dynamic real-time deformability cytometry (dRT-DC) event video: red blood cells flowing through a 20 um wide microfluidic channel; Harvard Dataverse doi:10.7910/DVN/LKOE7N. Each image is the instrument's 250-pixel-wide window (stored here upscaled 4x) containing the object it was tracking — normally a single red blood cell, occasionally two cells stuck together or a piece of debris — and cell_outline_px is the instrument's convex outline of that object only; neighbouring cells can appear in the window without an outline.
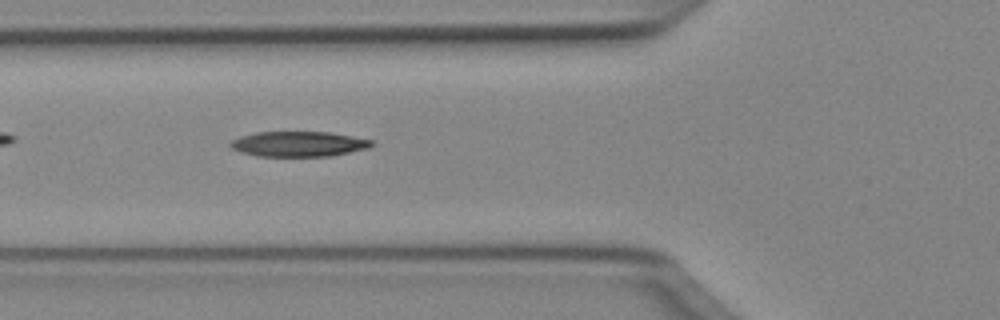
{"species": "Egyptian fruit bat (a non-hibernating species)", "species_latin": "Rousettus aegyptiacus", "temperature_condition": "cold", "stored_images_in_passage": 38, "camera_frame_rate_fps": 3000, "um_per_image_px": 0.085, "animal": {"sex": "female"}, "frame": {"image": 1, "passage_image": 6, "time_ms": 1.667, "image_size_px": [1000, 320], "cell_outline_px": [[372, 144], [368, 148], [332, 156], [256, 156], [240, 152], [232, 148], [228, 144], [232, 140], [240, 136], [256, 132], [328, 132], [352, 136], [372, 140]], "centroid_in_image_um": [25.34, 12.24], "position_along_channel_um": 100.5, "area_um2": 20.69}}
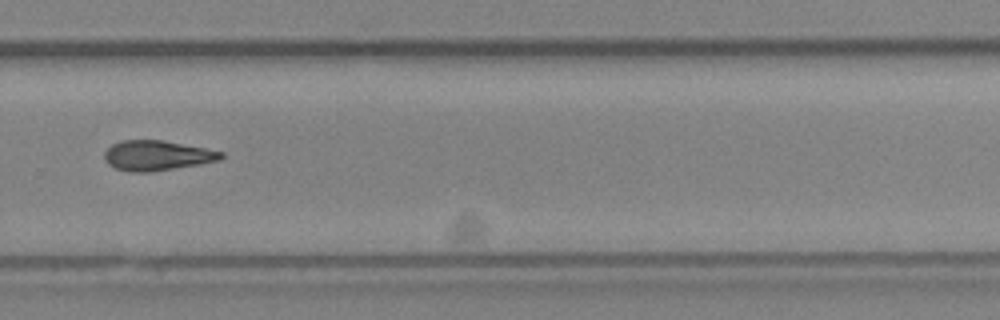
{"frame": {"image": 2, "passage_image": 22, "time_ms": 7.0, "image_size_px": [1000, 320], "cell_outline_px": [[224, 156], [220, 160], [200, 164], [152, 172], [128, 172], [116, 168], [108, 164], [104, 160], [104, 152], [112, 144], [124, 140], [160, 140], [204, 148], [224, 152]], "centroid_in_image_um": [13.33, 13.23], "position_along_channel_um": 316.5, "area_um2": 20.35}}
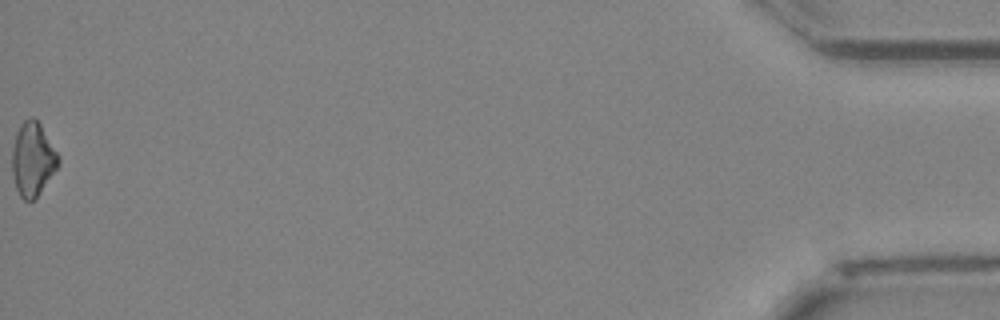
{"frame": {"image": 3, "passage_image": 38, "time_ms": 12.333, "image_size_px": [1000, 320], "cell_outline_px": [[60, 164], [36, 200], [24, 200], [20, 196], [16, 188], [12, 172], [12, 148], [16, 132], [20, 124], [28, 116], [32, 116], [40, 124], [60, 156]], "centroid_in_image_um": [2.79, 13.54], "position_along_channel_um": 432.4, "area_um2": 20.17}, "authors_computed_cell_mechanics": {"area_um2": 20.6057, "velocity_mm_per_s": 4.0624, "shape_relaxation_time_tau1_ms": 8.343, "shape_relaxation_time_tau2_ms": 9.5913, "deformation_change_tau1": 0.1783, "deformation_change_tau2": 0.2077}}